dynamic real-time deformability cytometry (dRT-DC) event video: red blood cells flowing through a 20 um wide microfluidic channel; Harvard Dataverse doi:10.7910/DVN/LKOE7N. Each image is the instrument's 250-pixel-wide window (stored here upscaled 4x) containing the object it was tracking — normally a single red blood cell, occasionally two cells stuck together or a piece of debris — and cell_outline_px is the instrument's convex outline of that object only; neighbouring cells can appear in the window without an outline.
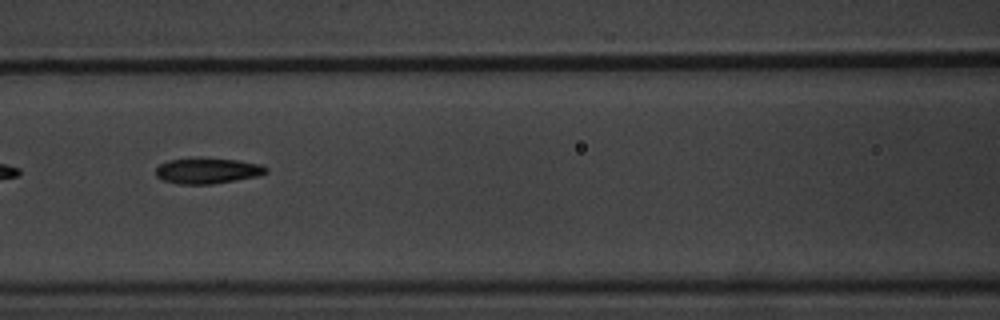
{"species": "common noctule bat (a hibernating species)", "species_latin": "Nyctalus noctula", "temperature_condition": "warm", "stored_images_in_passage": 4, "segment_of_instrument_passage": [1, 2], "camera_frame_rate_fps": 3000, "um_per_image_px": 0.085, "animal": {"sex": "male", "body_mass_g": 20.1, "forearm_length_mm": 53.5}, "frame": {"image": 1, "passage_image": 3, "time_ms": 2.333, "image_size_px": [1000, 320], "cell_outline_px": [[268, 172], [256, 176], [236, 180], [212, 184], [180, 184], [164, 180], [156, 176], [156, 168], [160, 164], [168, 160], [200, 156], [240, 160], [260, 164], [268, 168]], "centroid_in_image_um": [17.64, 14.48], "position_along_channel_um": 149.0, "area_um2": 16.88}}